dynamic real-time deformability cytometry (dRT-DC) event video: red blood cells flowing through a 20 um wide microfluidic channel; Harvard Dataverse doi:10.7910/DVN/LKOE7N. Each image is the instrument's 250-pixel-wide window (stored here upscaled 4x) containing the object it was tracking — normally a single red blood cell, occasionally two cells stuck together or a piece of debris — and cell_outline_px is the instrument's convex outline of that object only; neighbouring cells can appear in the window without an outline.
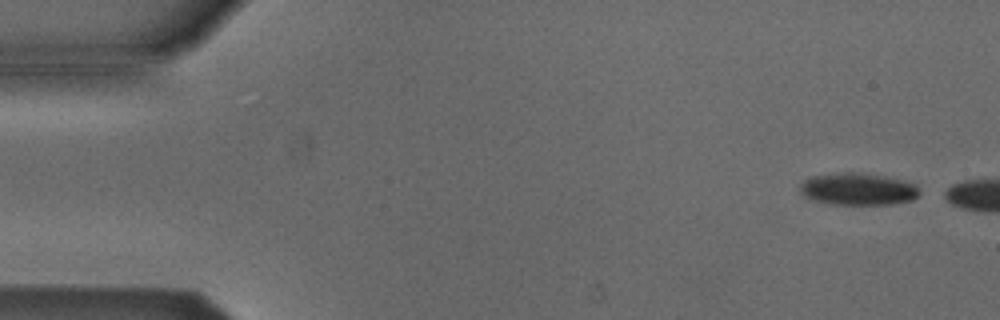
{"species": "Egyptian fruit bat (a non-hibernating species)", "species_latin": "Rousettus aegyptiacus", "temperature_condition": "cold", "stored_images_in_passage": 2, "camera_frame_rate_fps": 3000, "um_per_image_px": 0.085, "animal": {"sex": "male"}, "frame": {"image": 1, "passage_image": 1, "time_ms": 0.0, "image_size_px": [1000, 320], "cell_outline_px": [[920, 192], [912, 200], [892, 204], [832, 204], [816, 200], [800, 192], [800, 184], [804, 180], [812, 176], [844, 172], [856, 172], [884, 176], [916, 184]], "centroid_in_image_um": [72.94, 16.06], "position_along_channel_um": 12.1, "area_um2": 22.02}}